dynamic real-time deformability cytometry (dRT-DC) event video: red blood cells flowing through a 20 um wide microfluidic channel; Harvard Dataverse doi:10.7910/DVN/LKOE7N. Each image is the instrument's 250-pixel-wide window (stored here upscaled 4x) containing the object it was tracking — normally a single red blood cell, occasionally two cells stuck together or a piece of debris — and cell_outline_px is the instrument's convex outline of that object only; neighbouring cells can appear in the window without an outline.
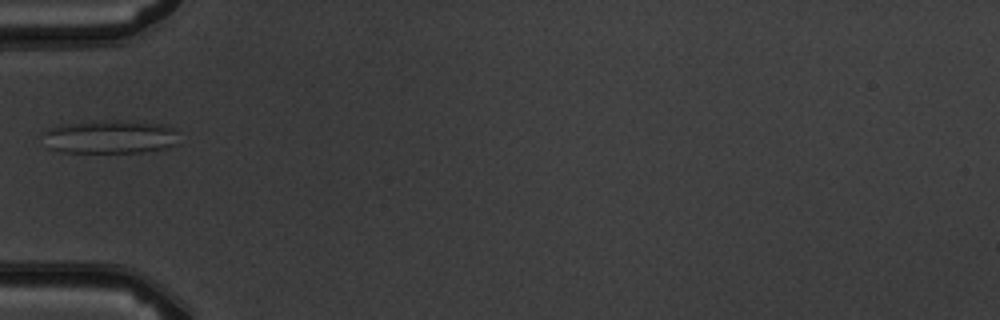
{"species": "common noctule bat (a hibernating species)", "species_latin": "Nyctalus noctula", "temperature_condition": "warm", "stored_images_in_passage": 5, "camera_frame_rate_fps": 3000, "um_per_image_px": 0.085, "animal": {"sex": "male", "body_mass_g": 19.5, "forearm_length_mm": 54.6}, "frame": {"image": 1, "passage_image": 5, "time_ms": 4.667, "image_size_px": [1000, 320], "cell_outline_px": [[180, 144], [164, 148], [140, 152], [60, 152], [48, 148], [40, 132], [48, 128], [60, 124], [92, 120], [124, 120], [168, 124], [176, 128]], "centroid_in_image_um": [9.36, 11.6], "position_along_channel_um": 75.6, "area_um2": 27.46}}